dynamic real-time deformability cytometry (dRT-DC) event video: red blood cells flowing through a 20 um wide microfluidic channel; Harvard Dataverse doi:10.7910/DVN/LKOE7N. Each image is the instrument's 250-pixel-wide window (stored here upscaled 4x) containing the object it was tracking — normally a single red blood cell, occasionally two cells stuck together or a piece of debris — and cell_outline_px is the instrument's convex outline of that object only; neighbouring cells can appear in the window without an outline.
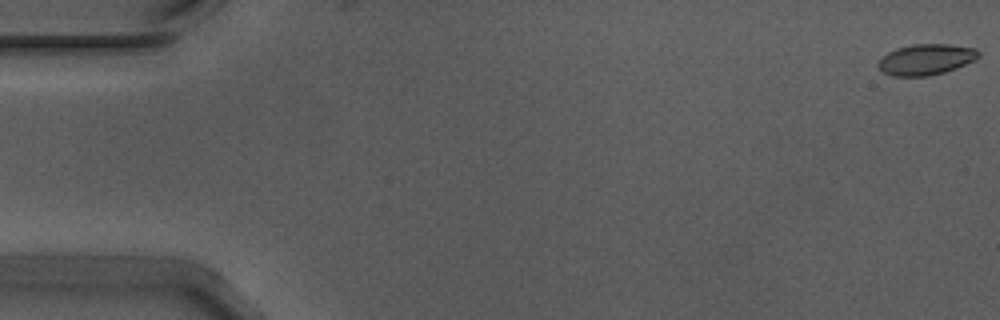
{"species": "Egyptian fruit bat (a non-hibernating species)", "species_latin": "Rousettus aegyptiacus", "temperature_condition": "warm", "stored_images_in_passage": 14, "camera_frame_rate_fps": 3000, "um_per_image_px": 0.085, "animal": {"sex": "male"}, "frame": {"image": 1, "passage_image": 1, "time_ms": 0.0, "image_size_px": [1000, 320], "cell_outline_px": [[980, 56], [956, 68], [944, 72], [928, 76], [892, 76], [884, 72], [876, 64], [888, 52], [896, 48], [912, 44], [948, 44], [976, 48], [980, 52]], "centroid_in_image_um": [78.7, 5.05], "position_along_channel_um": 6.3, "area_um2": 17.92}}